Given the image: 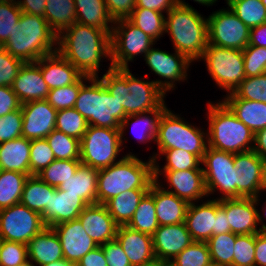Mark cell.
<instances>
[{
    "instance_id": "18",
    "label": "cell",
    "mask_w": 266,
    "mask_h": 266,
    "mask_svg": "<svg viewBox=\"0 0 266 266\" xmlns=\"http://www.w3.org/2000/svg\"><path fill=\"white\" fill-rule=\"evenodd\" d=\"M21 110L22 137L28 140L44 139L55 130L57 110L46 100L24 103Z\"/></svg>"
},
{
    "instance_id": "61",
    "label": "cell",
    "mask_w": 266,
    "mask_h": 266,
    "mask_svg": "<svg viewBox=\"0 0 266 266\" xmlns=\"http://www.w3.org/2000/svg\"><path fill=\"white\" fill-rule=\"evenodd\" d=\"M176 5L175 0H136L135 7L168 13Z\"/></svg>"
},
{
    "instance_id": "6",
    "label": "cell",
    "mask_w": 266,
    "mask_h": 266,
    "mask_svg": "<svg viewBox=\"0 0 266 266\" xmlns=\"http://www.w3.org/2000/svg\"><path fill=\"white\" fill-rule=\"evenodd\" d=\"M208 147L237 154L251 151L254 133L222 102L208 103Z\"/></svg>"
},
{
    "instance_id": "59",
    "label": "cell",
    "mask_w": 266,
    "mask_h": 266,
    "mask_svg": "<svg viewBox=\"0 0 266 266\" xmlns=\"http://www.w3.org/2000/svg\"><path fill=\"white\" fill-rule=\"evenodd\" d=\"M21 102L9 86H0V116L21 108Z\"/></svg>"
},
{
    "instance_id": "14",
    "label": "cell",
    "mask_w": 266,
    "mask_h": 266,
    "mask_svg": "<svg viewBox=\"0 0 266 266\" xmlns=\"http://www.w3.org/2000/svg\"><path fill=\"white\" fill-rule=\"evenodd\" d=\"M207 23L209 44L238 50L248 46L250 28L229 7L213 12Z\"/></svg>"
},
{
    "instance_id": "66",
    "label": "cell",
    "mask_w": 266,
    "mask_h": 266,
    "mask_svg": "<svg viewBox=\"0 0 266 266\" xmlns=\"http://www.w3.org/2000/svg\"><path fill=\"white\" fill-rule=\"evenodd\" d=\"M263 160L266 159V128L254 134L253 149Z\"/></svg>"
},
{
    "instance_id": "16",
    "label": "cell",
    "mask_w": 266,
    "mask_h": 266,
    "mask_svg": "<svg viewBox=\"0 0 266 266\" xmlns=\"http://www.w3.org/2000/svg\"><path fill=\"white\" fill-rule=\"evenodd\" d=\"M259 195L255 198L240 197L220 200V205L225 209L231 232L237 235L266 233V224L262 215L256 209L260 201ZM261 227L258 229V224Z\"/></svg>"
},
{
    "instance_id": "40",
    "label": "cell",
    "mask_w": 266,
    "mask_h": 266,
    "mask_svg": "<svg viewBox=\"0 0 266 266\" xmlns=\"http://www.w3.org/2000/svg\"><path fill=\"white\" fill-rule=\"evenodd\" d=\"M127 226L151 236L155 233L159 224L156 217L155 201L149 193L140 201Z\"/></svg>"
},
{
    "instance_id": "47",
    "label": "cell",
    "mask_w": 266,
    "mask_h": 266,
    "mask_svg": "<svg viewBox=\"0 0 266 266\" xmlns=\"http://www.w3.org/2000/svg\"><path fill=\"white\" fill-rule=\"evenodd\" d=\"M211 261L207 242L194 241L170 261L171 266H205Z\"/></svg>"
},
{
    "instance_id": "13",
    "label": "cell",
    "mask_w": 266,
    "mask_h": 266,
    "mask_svg": "<svg viewBox=\"0 0 266 266\" xmlns=\"http://www.w3.org/2000/svg\"><path fill=\"white\" fill-rule=\"evenodd\" d=\"M46 227L40 213L22 203L0 210V239L28 242Z\"/></svg>"
},
{
    "instance_id": "37",
    "label": "cell",
    "mask_w": 266,
    "mask_h": 266,
    "mask_svg": "<svg viewBox=\"0 0 266 266\" xmlns=\"http://www.w3.org/2000/svg\"><path fill=\"white\" fill-rule=\"evenodd\" d=\"M55 189L39 176L30 175L25 182L20 203L41 214L49 206L50 195Z\"/></svg>"
},
{
    "instance_id": "65",
    "label": "cell",
    "mask_w": 266,
    "mask_h": 266,
    "mask_svg": "<svg viewBox=\"0 0 266 266\" xmlns=\"http://www.w3.org/2000/svg\"><path fill=\"white\" fill-rule=\"evenodd\" d=\"M248 45L266 48V22L250 28Z\"/></svg>"
},
{
    "instance_id": "44",
    "label": "cell",
    "mask_w": 266,
    "mask_h": 266,
    "mask_svg": "<svg viewBox=\"0 0 266 266\" xmlns=\"http://www.w3.org/2000/svg\"><path fill=\"white\" fill-rule=\"evenodd\" d=\"M46 140L58 160H80V140L53 130Z\"/></svg>"
},
{
    "instance_id": "12",
    "label": "cell",
    "mask_w": 266,
    "mask_h": 266,
    "mask_svg": "<svg viewBox=\"0 0 266 266\" xmlns=\"http://www.w3.org/2000/svg\"><path fill=\"white\" fill-rule=\"evenodd\" d=\"M110 40L112 68H129L130 61L132 62L137 55L145 56L155 45L152 38L128 19L114 22Z\"/></svg>"
},
{
    "instance_id": "56",
    "label": "cell",
    "mask_w": 266,
    "mask_h": 266,
    "mask_svg": "<svg viewBox=\"0 0 266 266\" xmlns=\"http://www.w3.org/2000/svg\"><path fill=\"white\" fill-rule=\"evenodd\" d=\"M24 62L0 46V86L11 87Z\"/></svg>"
},
{
    "instance_id": "33",
    "label": "cell",
    "mask_w": 266,
    "mask_h": 266,
    "mask_svg": "<svg viewBox=\"0 0 266 266\" xmlns=\"http://www.w3.org/2000/svg\"><path fill=\"white\" fill-rule=\"evenodd\" d=\"M74 2L77 23L97 27L111 36L114 21L108 13L105 0H74Z\"/></svg>"
},
{
    "instance_id": "67",
    "label": "cell",
    "mask_w": 266,
    "mask_h": 266,
    "mask_svg": "<svg viewBox=\"0 0 266 266\" xmlns=\"http://www.w3.org/2000/svg\"><path fill=\"white\" fill-rule=\"evenodd\" d=\"M199 4L206 5L207 7L210 5H213L218 0H193ZM176 5L178 6H185V7H191L188 3L185 2V0H175Z\"/></svg>"
},
{
    "instance_id": "49",
    "label": "cell",
    "mask_w": 266,
    "mask_h": 266,
    "mask_svg": "<svg viewBox=\"0 0 266 266\" xmlns=\"http://www.w3.org/2000/svg\"><path fill=\"white\" fill-rule=\"evenodd\" d=\"M22 14L16 0L0 2V46L2 47L10 35Z\"/></svg>"
},
{
    "instance_id": "52",
    "label": "cell",
    "mask_w": 266,
    "mask_h": 266,
    "mask_svg": "<svg viewBox=\"0 0 266 266\" xmlns=\"http://www.w3.org/2000/svg\"><path fill=\"white\" fill-rule=\"evenodd\" d=\"M233 249L232 266H255V234L238 235Z\"/></svg>"
},
{
    "instance_id": "31",
    "label": "cell",
    "mask_w": 266,
    "mask_h": 266,
    "mask_svg": "<svg viewBox=\"0 0 266 266\" xmlns=\"http://www.w3.org/2000/svg\"><path fill=\"white\" fill-rule=\"evenodd\" d=\"M30 147L24 137L0 143V169L30 175Z\"/></svg>"
},
{
    "instance_id": "45",
    "label": "cell",
    "mask_w": 266,
    "mask_h": 266,
    "mask_svg": "<svg viewBox=\"0 0 266 266\" xmlns=\"http://www.w3.org/2000/svg\"><path fill=\"white\" fill-rule=\"evenodd\" d=\"M88 126L87 120L74 108L57 111L55 125L57 131L81 140Z\"/></svg>"
},
{
    "instance_id": "73",
    "label": "cell",
    "mask_w": 266,
    "mask_h": 266,
    "mask_svg": "<svg viewBox=\"0 0 266 266\" xmlns=\"http://www.w3.org/2000/svg\"><path fill=\"white\" fill-rule=\"evenodd\" d=\"M262 4L266 7V0H261Z\"/></svg>"
},
{
    "instance_id": "35",
    "label": "cell",
    "mask_w": 266,
    "mask_h": 266,
    "mask_svg": "<svg viewBox=\"0 0 266 266\" xmlns=\"http://www.w3.org/2000/svg\"><path fill=\"white\" fill-rule=\"evenodd\" d=\"M148 192L149 189H132L111 198L104 205L118 226L127 225Z\"/></svg>"
},
{
    "instance_id": "1",
    "label": "cell",
    "mask_w": 266,
    "mask_h": 266,
    "mask_svg": "<svg viewBox=\"0 0 266 266\" xmlns=\"http://www.w3.org/2000/svg\"><path fill=\"white\" fill-rule=\"evenodd\" d=\"M110 41L106 31L76 22L57 37V51L82 75L98 77L101 59L110 60Z\"/></svg>"
},
{
    "instance_id": "48",
    "label": "cell",
    "mask_w": 266,
    "mask_h": 266,
    "mask_svg": "<svg viewBox=\"0 0 266 266\" xmlns=\"http://www.w3.org/2000/svg\"><path fill=\"white\" fill-rule=\"evenodd\" d=\"M89 76L83 75L76 83L60 88L50 89L46 101L57 111L74 108L81 85L88 81Z\"/></svg>"
},
{
    "instance_id": "10",
    "label": "cell",
    "mask_w": 266,
    "mask_h": 266,
    "mask_svg": "<svg viewBox=\"0 0 266 266\" xmlns=\"http://www.w3.org/2000/svg\"><path fill=\"white\" fill-rule=\"evenodd\" d=\"M204 60L211 78L222 90L232 93L246 78L242 50L207 45Z\"/></svg>"
},
{
    "instance_id": "27",
    "label": "cell",
    "mask_w": 266,
    "mask_h": 266,
    "mask_svg": "<svg viewBox=\"0 0 266 266\" xmlns=\"http://www.w3.org/2000/svg\"><path fill=\"white\" fill-rule=\"evenodd\" d=\"M40 69L49 89L76 83L83 75L58 51L40 59Z\"/></svg>"
},
{
    "instance_id": "69",
    "label": "cell",
    "mask_w": 266,
    "mask_h": 266,
    "mask_svg": "<svg viewBox=\"0 0 266 266\" xmlns=\"http://www.w3.org/2000/svg\"><path fill=\"white\" fill-rule=\"evenodd\" d=\"M44 266H76V264L72 263V262H68L65 259L63 260H59Z\"/></svg>"
},
{
    "instance_id": "70",
    "label": "cell",
    "mask_w": 266,
    "mask_h": 266,
    "mask_svg": "<svg viewBox=\"0 0 266 266\" xmlns=\"http://www.w3.org/2000/svg\"><path fill=\"white\" fill-rule=\"evenodd\" d=\"M263 191H266V159L264 160Z\"/></svg>"
},
{
    "instance_id": "9",
    "label": "cell",
    "mask_w": 266,
    "mask_h": 266,
    "mask_svg": "<svg viewBox=\"0 0 266 266\" xmlns=\"http://www.w3.org/2000/svg\"><path fill=\"white\" fill-rule=\"evenodd\" d=\"M81 164L100 170L121 161L116 160L122 151L120 129L102 128L89 125L80 140Z\"/></svg>"
},
{
    "instance_id": "19",
    "label": "cell",
    "mask_w": 266,
    "mask_h": 266,
    "mask_svg": "<svg viewBox=\"0 0 266 266\" xmlns=\"http://www.w3.org/2000/svg\"><path fill=\"white\" fill-rule=\"evenodd\" d=\"M58 235L64 259L76 264L85 254L99 246L85 231L79 219L52 227Z\"/></svg>"
},
{
    "instance_id": "21",
    "label": "cell",
    "mask_w": 266,
    "mask_h": 266,
    "mask_svg": "<svg viewBox=\"0 0 266 266\" xmlns=\"http://www.w3.org/2000/svg\"><path fill=\"white\" fill-rule=\"evenodd\" d=\"M152 239L155 257L169 262L194 242L185 222L159 226Z\"/></svg>"
},
{
    "instance_id": "15",
    "label": "cell",
    "mask_w": 266,
    "mask_h": 266,
    "mask_svg": "<svg viewBox=\"0 0 266 266\" xmlns=\"http://www.w3.org/2000/svg\"><path fill=\"white\" fill-rule=\"evenodd\" d=\"M174 52L171 54L159 48L151 47L144 56V60L151 72L165 79L164 81L154 80L165 94L170 90H174L177 81L180 83V81L187 80V71L191 65L190 63H192L185 55L176 50Z\"/></svg>"
},
{
    "instance_id": "55",
    "label": "cell",
    "mask_w": 266,
    "mask_h": 266,
    "mask_svg": "<svg viewBox=\"0 0 266 266\" xmlns=\"http://www.w3.org/2000/svg\"><path fill=\"white\" fill-rule=\"evenodd\" d=\"M22 110L0 116V143L22 137Z\"/></svg>"
},
{
    "instance_id": "22",
    "label": "cell",
    "mask_w": 266,
    "mask_h": 266,
    "mask_svg": "<svg viewBox=\"0 0 266 266\" xmlns=\"http://www.w3.org/2000/svg\"><path fill=\"white\" fill-rule=\"evenodd\" d=\"M11 89L17 95L21 104L46 100L50 89L43 79L40 59L36 62H26L21 66Z\"/></svg>"
},
{
    "instance_id": "42",
    "label": "cell",
    "mask_w": 266,
    "mask_h": 266,
    "mask_svg": "<svg viewBox=\"0 0 266 266\" xmlns=\"http://www.w3.org/2000/svg\"><path fill=\"white\" fill-rule=\"evenodd\" d=\"M238 235L232 232L211 236L206 242L209 247L211 261L218 266H232L234 244Z\"/></svg>"
},
{
    "instance_id": "38",
    "label": "cell",
    "mask_w": 266,
    "mask_h": 266,
    "mask_svg": "<svg viewBox=\"0 0 266 266\" xmlns=\"http://www.w3.org/2000/svg\"><path fill=\"white\" fill-rule=\"evenodd\" d=\"M30 175L0 169V210L20 203L25 182Z\"/></svg>"
},
{
    "instance_id": "51",
    "label": "cell",
    "mask_w": 266,
    "mask_h": 266,
    "mask_svg": "<svg viewBox=\"0 0 266 266\" xmlns=\"http://www.w3.org/2000/svg\"><path fill=\"white\" fill-rule=\"evenodd\" d=\"M55 160V156L46 138L31 140L30 175L39 174Z\"/></svg>"
},
{
    "instance_id": "72",
    "label": "cell",
    "mask_w": 266,
    "mask_h": 266,
    "mask_svg": "<svg viewBox=\"0 0 266 266\" xmlns=\"http://www.w3.org/2000/svg\"><path fill=\"white\" fill-rule=\"evenodd\" d=\"M205 266H218V265L215 262H210L209 264H207Z\"/></svg>"
},
{
    "instance_id": "24",
    "label": "cell",
    "mask_w": 266,
    "mask_h": 266,
    "mask_svg": "<svg viewBox=\"0 0 266 266\" xmlns=\"http://www.w3.org/2000/svg\"><path fill=\"white\" fill-rule=\"evenodd\" d=\"M86 233L100 246L116 238L118 225L104 204L87 205L78 216Z\"/></svg>"
},
{
    "instance_id": "34",
    "label": "cell",
    "mask_w": 266,
    "mask_h": 266,
    "mask_svg": "<svg viewBox=\"0 0 266 266\" xmlns=\"http://www.w3.org/2000/svg\"><path fill=\"white\" fill-rule=\"evenodd\" d=\"M165 102L158 108L153 111L147 113H139L136 115L126 116L120 124V132H121V143L124 138V133L127 126L131 125L133 128V134L136 136L137 140L141 143L147 142H155L156 135H157V128H158V121L162 114V112L166 109ZM130 120H134L130 124ZM138 130V131H137Z\"/></svg>"
},
{
    "instance_id": "32",
    "label": "cell",
    "mask_w": 266,
    "mask_h": 266,
    "mask_svg": "<svg viewBox=\"0 0 266 266\" xmlns=\"http://www.w3.org/2000/svg\"><path fill=\"white\" fill-rule=\"evenodd\" d=\"M98 171L93 167L80 164L75 174L58 188L79 196L88 205L97 204Z\"/></svg>"
},
{
    "instance_id": "26",
    "label": "cell",
    "mask_w": 266,
    "mask_h": 266,
    "mask_svg": "<svg viewBox=\"0 0 266 266\" xmlns=\"http://www.w3.org/2000/svg\"><path fill=\"white\" fill-rule=\"evenodd\" d=\"M132 266H140L155 258L152 236L127 225L118 226L115 238Z\"/></svg>"
},
{
    "instance_id": "29",
    "label": "cell",
    "mask_w": 266,
    "mask_h": 266,
    "mask_svg": "<svg viewBox=\"0 0 266 266\" xmlns=\"http://www.w3.org/2000/svg\"><path fill=\"white\" fill-rule=\"evenodd\" d=\"M28 259L34 265L44 266L63 260L62 246L52 227H45L27 244Z\"/></svg>"
},
{
    "instance_id": "74",
    "label": "cell",
    "mask_w": 266,
    "mask_h": 266,
    "mask_svg": "<svg viewBox=\"0 0 266 266\" xmlns=\"http://www.w3.org/2000/svg\"><path fill=\"white\" fill-rule=\"evenodd\" d=\"M266 203V202H265ZM262 210H264L265 212H266V205H265V208L264 209H262ZM264 216H266V213L264 214Z\"/></svg>"
},
{
    "instance_id": "58",
    "label": "cell",
    "mask_w": 266,
    "mask_h": 266,
    "mask_svg": "<svg viewBox=\"0 0 266 266\" xmlns=\"http://www.w3.org/2000/svg\"><path fill=\"white\" fill-rule=\"evenodd\" d=\"M136 0H105L111 19L115 22L128 19L135 8Z\"/></svg>"
},
{
    "instance_id": "8",
    "label": "cell",
    "mask_w": 266,
    "mask_h": 266,
    "mask_svg": "<svg viewBox=\"0 0 266 266\" xmlns=\"http://www.w3.org/2000/svg\"><path fill=\"white\" fill-rule=\"evenodd\" d=\"M180 115L166 108L158 121L155 143L159 154H153L152 160L164 150L180 149L196 155L201 161L208 146L207 131L189 124Z\"/></svg>"
},
{
    "instance_id": "68",
    "label": "cell",
    "mask_w": 266,
    "mask_h": 266,
    "mask_svg": "<svg viewBox=\"0 0 266 266\" xmlns=\"http://www.w3.org/2000/svg\"><path fill=\"white\" fill-rule=\"evenodd\" d=\"M140 266H171L169 261L163 260L161 258H154Z\"/></svg>"
},
{
    "instance_id": "4",
    "label": "cell",
    "mask_w": 266,
    "mask_h": 266,
    "mask_svg": "<svg viewBox=\"0 0 266 266\" xmlns=\"http://www.w3.org/2000/svg\"><path fill=\"white\" fill-rule=\"evenodd\" d=\"M57 37L44 17L22 12L2 47L24 63L36 62L57 51Z\"/></svg>"
},
{
    "instance_id": "64",
    "label": "cell",
    "mask_w": 266,
    "mask_h": 266,
    "mask_svg": "<svg viewBox=\"0 0 266 266\" xmlns=\"http://www.w3.org/2000/svg\"><path fill=\"white\" fill-rule=\"evenodd\" d=\"M255 266H266V233L255 234Z\"/></svg>"
},
{
    "instance_id": "53",
    "label": "cell",
    "mask_w": 266,
    "mask_h": 266,
    "mask_svg": "<svg viewBox=\"0 0 266 266\" xmlns=\"http://www.w3.org/2000/svg\"><path fill=\"white\" fill-rule=\"evenodd\" d=\"M27 261L26 244L0 239V266H19Z\"/></svg>"
},
{
    "instance_id": "41",
    "label": "cell",
    "mask_w": 266,
    "mask_h": 266,
    "mask_svg": "<svg viewBox=\"0 0 266 266\" xmlns=\"http://www.w3.org/2000/svg\"><path fill=\"white\" fill-rule=\"evenodd\" d=\"M226 3L249 28L266 22V7L261 0H226Z\"/></svg>"
},
{
    "instance_id": "17",
    "label": "cell",
    "mask_w": 266,
    "mask_h": 266,
    "mask_svg": "<svg viewBox=\"0 0 266 266\" xmlns=\"http://www.w3.org/2000/svg\"><path fill=\"white\" fill-rule=\"evenodd\" d=\"M237 175V198H255L263 191L264 160L254 151L234 155ZM261 191V192H260Z\"/></svg>"
},
{
    "instance_id": "71",
    "label": "cell",
    "mask_w": 266,
    "mask_h": 266,
    "mask_svg": "<svg viewBox=\"0 0 266 266\" xmlns=\"http://www.w3.org/2000/svg\"><path fill=\"white\" fill-rule=\"evenodd\" d=\"M19 266H35V265L28 260L26 263L19 265Z\"/></svg>"
},
{
    "instance_id": "43",
    "label": "cell",
    "mask_w": 266,
    "mask_h": 266,
    "mask_svg": "<svg viewBox=\"0 0 266 266\" xmlns=\"http://www.w3.org/2000/svg\"><path fill=\"white\" fill-rule=\"evenodd\" d=\"M157 156L165 155L166 164L160 168L157 161H154V171H185L190 169H202V161L194 154L180 149L164 150Z\"/></svg>"
},
{
    "instance_id": "60",
    "label": "cell",
    "mask_w": 266,
    "mask_h": 266,
    "mask_svg": "<svg viewBox=\"0 0 266 266\" xmlns=\"http://www.w3.org/2000/svg\"><path fill=\"white\" fill-rule=\"evenodd\" d=\"M76 266H108L101 246L85 254Z\"/></svg>"
},
{
    "instance_id": "25",
    "label": "cell",
    "mask_w": 266,
    "mask_h": 266,
    "mask_svg": "<svg viewBox=\"0 0 266 266\" xmlns=\"http://www.w3.org/2000/svg\"><path fill=\"white\" fill-rule=\"evenodd\" d=\"M160 180H154L149 194L154 198L156 217L159 226L185 222L189 203L175 194L166 191Z\"/></svg>"
},
{
    "instance_id": "3",
    "label": "cell",
    "mask_w": 266,
    "mask_h": 266,
    "mask_svg": "<svg viewBox=\"0 0 266 266\" xmlns=\"http://www.w3.org/2000/svg\"><path fill=\"white\" fill-rule=\"evenodd\" d=\"M154 161L147 162L131 152L111 166L98 171L97 204H105L120 193L132 189H150L154 182Z\"/></svg>"
},
{
    "instance_id": "2",
    "label": "cell",
    "mask_w": 266,
    "mask_h": 266,
    "mask_svg": "<svg viewBox=\"0 0 266 266\" xmlns=\"http://www.w3.org/2000/svg\"><path fill=\"white\" fill-rule=\"evenodd\" d=\"M146 77L149 78L146 75L138 79L129 68H112L110 65L102 78H98L130 116L153 111L165 102V92Z\"/></svg>"
},
{
    "instance_id": "54",
    "label": "cell",
    "mask_w": 266,
    "mask_h": 266,
    "mask_svg": "<svg viewBox=\"0 0 266 266\" xmlns=\"http://www.w3.org/2000/svg\"><path fill=\"white\" fill-rule=\"evenodd\" d=\"M242 53L246 77L266 73V48L248 45Z\"/></svg>"
},
{
    "instance_id": "20",
    "label": "cell",
    "mask_w": 266,
    "mask_h": 266,
    "mask_svg": "<svg viewBox=\"0 0 266 266\" xmlns=\"http://www.w3.org/2000/svg\"><path fill=\"white\" fill-rule=\"evenodd\" d=\"M161 174H164L169 184L166 191L175 194L188 203H194L203 197H208L203 169L154 171V180H158Z\"/></svg>"
},
{
    "instance_id": "62",
    "label": "cell",
    "mask_w": 266,
    "mask_h": 266,
    "mask_svg": "<svg viewBox=\"0 0 266 266\" xmlns=\"http://www.w3.org/2000/svg\"><path fill=\"white\" fill-rule=\"evenodd\" d=\"M16 3L24 13L42 17L45 15L46 0H18Z\"/></svg>"
},
{
    "instance_id": "30",
    "label": "cell",
    "mask_w": 266,
    "mask_h": 266,
    "mask_svg": "<svg viewBox=\"0 0 266 266\" xmlns=\"http://www.w3.org/2000/svg\"><path fill=\"white\" fill-rule=\"evenodd\" d=\"M222 102L254 134L266 128V103L238 98L233 92Z\"/></svg>"
},
{
    "instance_id": "28",
    "label": "cell",
    "mask_w": 266,
    "mask_h": 266,
    "mask_svg": "<svg viewBox=\"0 0 266 266\" xmlns=\"http://www.w3.org/2000/svg\"><path fill=\"white\" fill-rule=\"evenodd\" d=\"M189 203L185 224L194 241L206 242L215 229L216 199H210L200 205Z\"/></svg>"
},
{
    "instance_id": "36",
    "label": "cell",
    "mask_w": 266,
    "mask_h": 266,
    "mask_svg": "<svg viewBox=\"0 0 266 266\" xmlns=\"http://www.w3.org/2000/svg\"><path fill=\"white\" fill-rule=\"evenodd\" d=\"M44 18L51 30L59 36L64 30L76 23L74 0H46Z\"/></svg>"
},
{
    "instance_id": "63",
    "label": "cell",
    "mask_w": 266,
    "mask_h": 266,
    "mask_svg": "<svg viewBox=\"0 0 266 266\" xmlns=\"http://www.w3.org/2000/svg\"><path fill=\"white\" fill-rule=\"evenodd\" d=\"M227 232H231V228L225 209L220 205V200H216L215 229H212V236Z\"/></svg>"
},
{
    "instance_id": "39",
    "label": "cell",
    "mask_w": 266,
    "mask_h": 266,
    "mask_svg": "<svg viewBox=\"0 0 266 266\" xmlns=\"http://www.w3.org/2000/svg\"><path fill=\"white\" fill-rule=\"evenodd\" d=\"M128 20L152 38L155 43L165 33V16L158 11L135 7Z\"/></svg>"
},
{
    "instance_id": "50",
    "label": "cell",
    "mask_w": 266,
    "mask_h": 266,
    "mask_svg": "<svg viewBox=\"0 0 266 266\" xmlns=\"http://www.w3.org/2000/svg\"><path fill=\"white\" fill-rule=\"evenodd\" d=\"M233 93L241 99L266 103V73L246 77Z\"/></svg>"
},
{
    "instance_id": "46",
    "label": "cell",
    "mask_w": 266,
    "mask_h": 266,
    "mask_svg": "<svg viewBox=\"0 0 266 266\" xmlns=\"http://www.w3.org/2000/svg\"><path fill=\"white\" fill-rule=\"evenodd\" d=\"M80 164V160L55 159L50 165L37 174V176L47 184L59 187L75 174Z\"/></svg>"
},
{
    "instance_id": "11",
    "label": "cell",
    "mask_w": 266,
    "mask_h": 266,
    "mask_svg": "<svg viewBox=\"0 0 266 266\" xmlns=\"http://www.w3.org/2000/svg\"><path fill=\"white\" fill-rule=\"evenodd\" d=\"M234 155L207 146L202 158L205 186L208 195L220 191L216 200L237 198V173ZM222 192V193H221Z\"/></svg>"
},
{
    "instance_id": "5",
    "label": "cell",
    "mask_w": 266,
    "mask_h": 266,
    "mask_svg": "<svg viewBox=\"0 0 266 266\" xmlns=\"http://www.w3.org/2000/svg\"><path fill=\"white\" fill-rule=\"evenodd\" d=\"M165 18V33H169L174 50L185 55L191 62L201 61L208 45L207 18L192 6L175 5Z\"/></svg>"
},
{
    "instance_id": "57",
    "label": "cell",
    "mask_w": 266,
    "mask_h": 266,
    "mask_svg": "<svg viewBox=\"0 0 266 266\" xmlns=\"http://www.w3.org/2000/svg\"><path fill=\"white\" fill-rule=\"evenodd\" d=\"M108 266H132L120 243L114 239L100 245Z\"/></svg>"
},
{
    "instance_id": "7",
    "label": "cell",
    "mask_w": 266,
    "mask_h": 266,
    "mask_svg": "<svg viewBox=\"0 0 266 266\" xmlns=\"http://www.w3.org/2000/svg\"><path fill=\"white\" fill-rule=\"evenodd\" d=\"M88 82V85L85 82L81 85L74 109L87 120L88 125L120 129L121 122L127 116L122 105L98 77H89Z\"/></svg>"
},
{
    "instance_id": "23",
    "label": "cell",
    "mask_w": 266,
    "mask_h": 266,
    "mask_svg": "<svg viewBox=\"0 0 266 266\" xmlns=\"http://www.w3.org/2000/svg\"><path fill=\"white\" fill-rule=\"evenodd\" d=\"M87 205L79 196L56 187L50 195L49 206L41 213L42 220L46 227L75 220Z\"/></svg>"
}]
</instances>
